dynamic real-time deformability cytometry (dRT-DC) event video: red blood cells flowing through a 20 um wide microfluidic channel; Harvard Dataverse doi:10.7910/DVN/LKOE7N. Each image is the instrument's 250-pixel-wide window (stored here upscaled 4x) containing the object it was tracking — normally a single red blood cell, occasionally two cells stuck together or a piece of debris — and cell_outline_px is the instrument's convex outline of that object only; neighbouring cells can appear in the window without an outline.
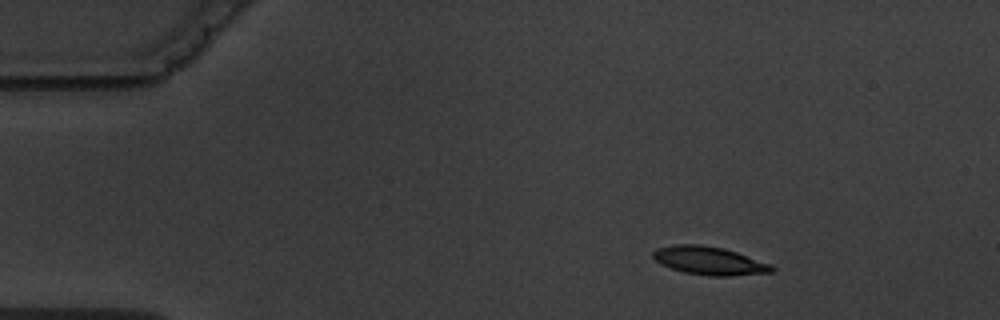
{"species": "common noctule bat (a hibernating species)", "species_latin": "Nyctalus noctula", "temperature_condition": "warm", "stored_images_in_passage": 6, "camera_frame_rate_fps": 3000, "um_per_image_px": 0.085, "animal": {"sex": "male", "body_mass_g": 19.5, "forearm_length_mm": 54.6}, "frame": {"image": 1, "passage_image": 1, "time_ms": 0.0, "image_size_px": [1000, 320], "cell_outline_px": [[776, 268], [772, 272], [728, 276], [712, 276], [684, 272], [660, 264], [652, 256], [652, 252], [656, 248], [672, 244], [700, 244], [724, 248], [772, 264]], "centroid_in_image_um": [60.28, 22.15], "position_along_channel_um": 24.7, "area_um2": 19.59}}
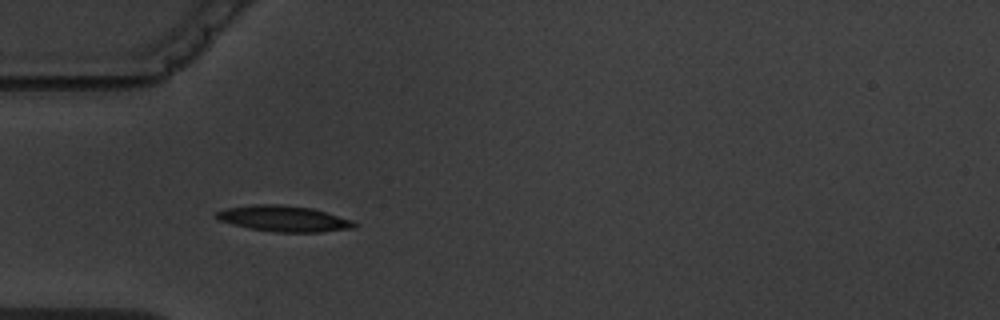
{"frame": {"image": 2, "passage_image": 3, "time_ms": 3.0, "image_size_px": [1000, 320], "cell_outline_px": [[356, 228], [320, 232], [272, 232], [248, 228], [232, 224], [220, 220], [216, 216], [216, 212], [228, 208], [256, 204], [276, 204], [312, 208], [352, 220], [356, 224]], "centroid_in_image_um": [24.14, 18.59], "position_along_channel_um": 60.9, "area_um2": 20.63}}
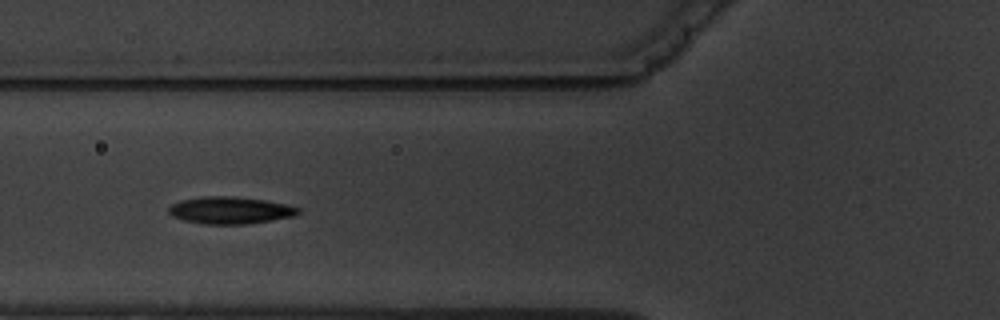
{"frame": {"image": 3, "passage_image": 4, "time_ms": 4.333, "image_size_px": [1000, 320], "cell_outline_px": [[300, 212], [292, 216], [272, 220], [244, 224], [204, 224], [184, 220], [172, 216], [168, 212], [168, 208], [172, 204], [180, 200], [200, 196], [232, 196], [264, 200], [288, 204], [300, 208]], "centroid_in_image_um": [19.54, 17.86], "position_along_channel_um": 106.3, "area_um2": 20.46}}